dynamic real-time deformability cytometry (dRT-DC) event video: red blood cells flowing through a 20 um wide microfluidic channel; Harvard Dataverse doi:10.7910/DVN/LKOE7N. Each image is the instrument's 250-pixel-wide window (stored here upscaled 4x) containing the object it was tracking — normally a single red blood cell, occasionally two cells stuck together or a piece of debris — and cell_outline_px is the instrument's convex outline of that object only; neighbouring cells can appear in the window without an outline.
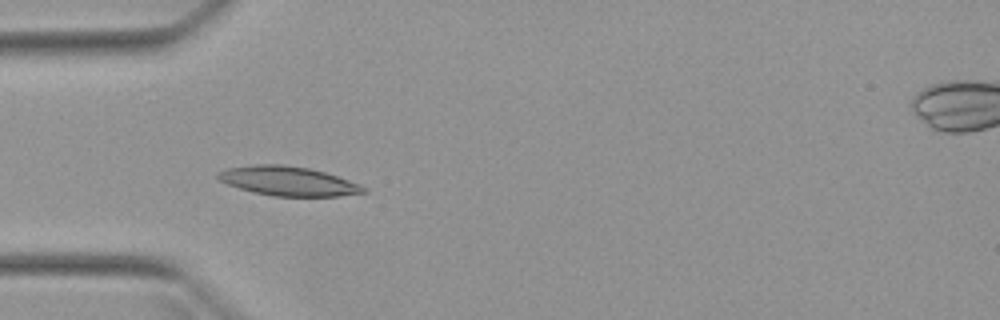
{"species": "Egyptian fruit bat (a non-hibernating species)", "species_latin": "Rousettus aegyptiacus", "temperature_condition": "warm", "stored_images_in_passage": 42, "camera_frame_rate_fps": 3000, "um_per_image_px": 0.085, "animal": {"sex": "female"}, "frame": {"image": 1, "passage_image": 10, "time_ms": 3.0, "image_size_px": [1000, 320], "cell_outline_px": [[368, 192], [340, 196], [272, 196], [252, 192], [228, 184], [220, 180], [216, 176], [216, 172], [228, 168], [256, 164], [284, 164], [308, 168], [324, 172], [360, 184]], "centroid_in_image_um": [24.47, 15.39], "position_along_channel_um": 60.5, "area_um2": 24.74}}
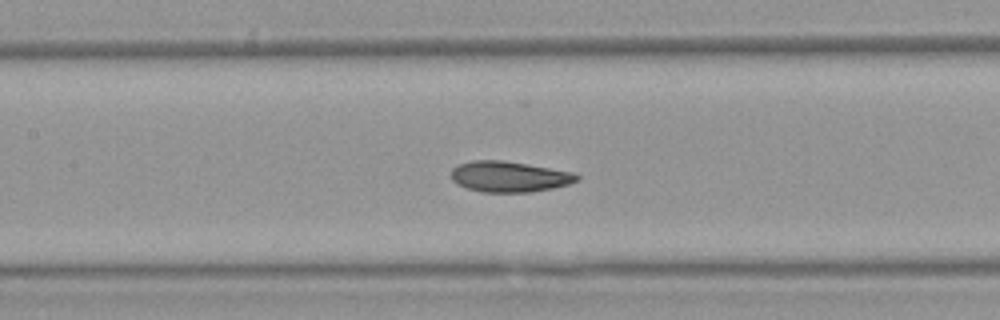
{"frame": {"image": 2, "passage_image": 18, "time_ms": 5.667, "image_size_px": [1000, 320], "cell_outline_px": [[580, 180], [568, 184], [552, 188], [532, 192], [480, 192], [456, 184], [452, 180], [452, 168], [456, 164], [472, 160], [500, 160], [572, 172], [580, 176]], "centroid_in_image_um": [43.25, 15.02], "position_along_channel_um": 164.2, "area_um2": 22.43}}
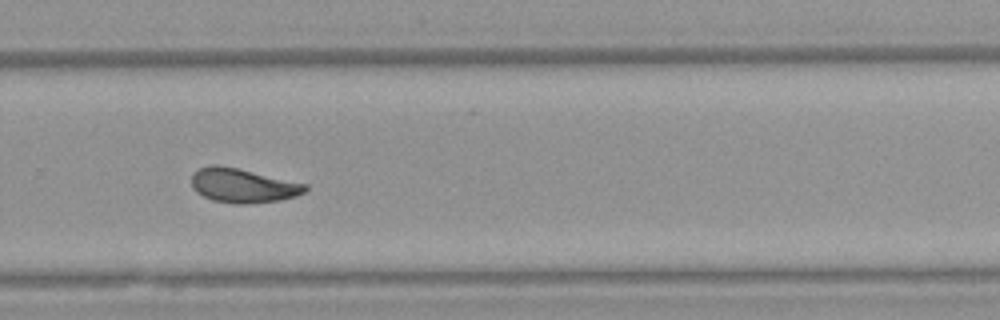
{"frame": {"image": 3, "passage_image": 29, "time_ms": 9.333, "image_size_px": [1000, 320], "cell_outline_px": [[308, 188], [304, 192], [296, 196], [280, 200], [248, 204], [236, 204], [212, 200], [196, 192], [192, 188], [192, 172], [200, 168], [212, 164], [220, 164], [308, 184]], "centroid_in_image_um": [20.63, 15.76], "position_along_channel_um": 309.2, "area_um2": 22.83}, "authors_computed_cell_mechanics": {"area_um2": 22.2241, "velocity_mm_per_s": 3.9616, "shape_relaxation_time_tau1_ms": null, "shape_relaxation_time_tau2_ms": 1.4981, "deformation_change_tau1": null, "deformation_change_tau2": 0.0615}}